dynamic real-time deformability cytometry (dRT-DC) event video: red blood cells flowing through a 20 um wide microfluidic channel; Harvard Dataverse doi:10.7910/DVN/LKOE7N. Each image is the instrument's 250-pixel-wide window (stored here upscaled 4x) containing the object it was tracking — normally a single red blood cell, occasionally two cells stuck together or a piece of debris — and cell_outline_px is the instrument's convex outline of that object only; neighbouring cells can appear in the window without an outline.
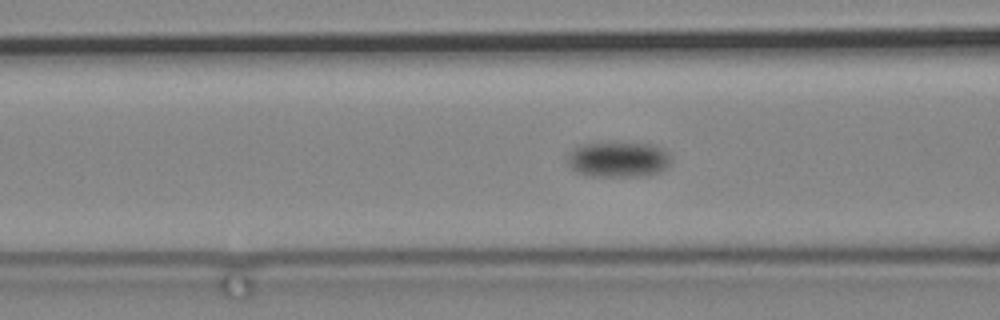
{"species": "common noctule bat (a hibernating species)", "species_latin": "Nyctalus noctula", "temperature_condition": "cold", "stored_images_in_passage": 102, "camera_frame_rate_fps": 3000, "um_per_image_px": 0.085, "animal": {"sex": "male", "body_mass_g": 19.2, "forearm_length_mm": 51.8}, "frame": {"image": 1, "passage_image": 54, "time_ms": 17.667, "image_size_px": [1000, 320], "cell_outline_px": [[672, 160], [668, 168], [660, 172], [644, 176], [592, 176], [576, 172], [564, 160], [572, 148], [580, 144], [592, 140], [608, 140], [656, 144], [664, 148], [672, 156]], "centroid_in_image_um": [52.55, 13.48], "position_along_channel_um": 114.1, "area_um2": 23.0}}
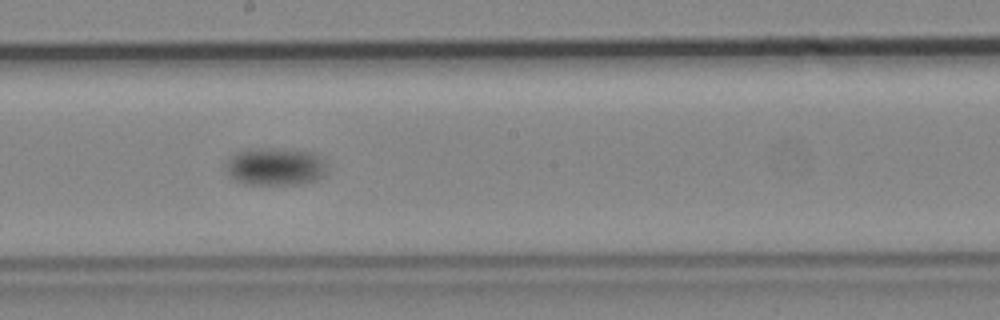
{"frame": {"image": 2, "passage_image": 67, "time_ms": 22.0, "image_size_px": [1000, 320], "cell_outline_px": [[328, 172], [324, 176], [316, 180], [300, 184], [244, 184], [236, 180], [224, 172], [224, 164], [228, 156], [232, 152], [244, 148], [268, 148], [312, 152], [320, 156]], "centroid_in_image_um": [23.31, 14.15], "position_along_channel_um": 224.9, "area_um2": 22.77}}
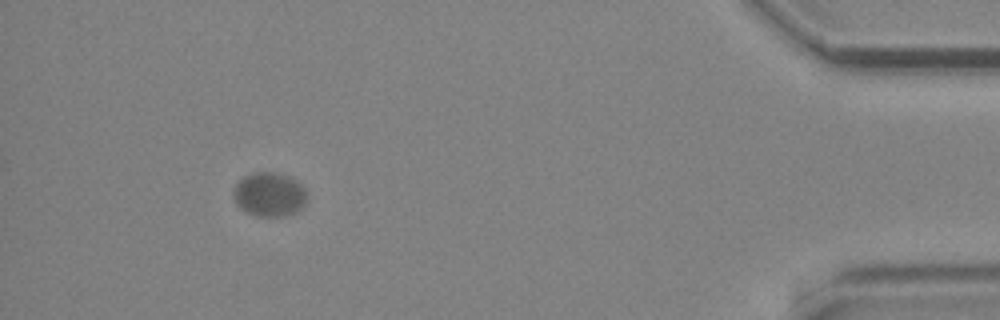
{"frame": {"image": 3, "passage_image": 96, "time_ms": 31.667, "image_size_px": [1000, 320], "cell_outline_px": [[308, 196], [304, 204], [296, 212], [284, 216], [256, 216], [244, 212], [236, 204], [232, 196], [232, 192], [236, 184], [244, 176], [252, 172], [276, 172], [288, 176], [296, 180], [304, 188]], "centroid_in_image_um": [22.87, 16.53], "position_along_channel_um": 412.3, "area_um2": 19.13}}